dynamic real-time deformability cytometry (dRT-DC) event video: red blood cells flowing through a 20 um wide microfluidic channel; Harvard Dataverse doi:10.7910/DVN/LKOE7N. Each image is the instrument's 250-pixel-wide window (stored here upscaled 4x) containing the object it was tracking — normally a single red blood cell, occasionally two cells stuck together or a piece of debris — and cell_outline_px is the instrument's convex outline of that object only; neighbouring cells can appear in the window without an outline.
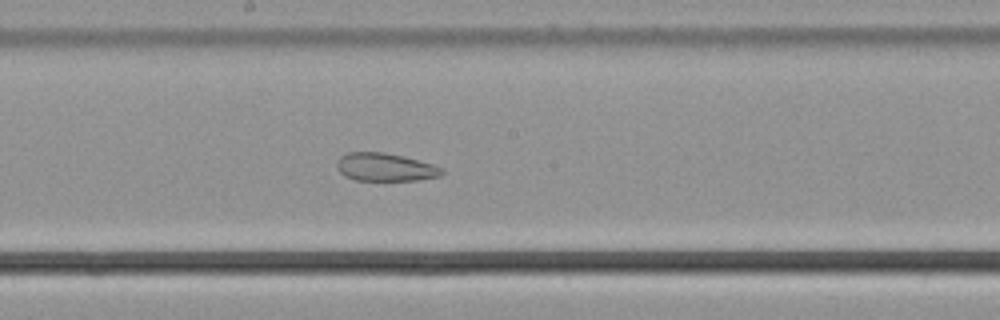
{"species": "common noctule bat (a hibernating species)", "species_latin": "Nyctalus noctula", "temperature_condition": "cold", "stored_images_in_passage": 57, "camera_frame_rate_fps": 3000, "um_per_image_px": 0.085, "animal": {"sex": "male", "body_mass_g": 21.5, "forearm_length_mm": 52.0}, "frame": {"image": 1, "passage_image": 32, "time_ms": 10.333, "image_size_px": [1000, 320], "cell_outline_px": [[444, 172], [440, 176], [420, 180], [356, 180], [344, 176], [336, 168], [336, 164], [340, 156], [348, 152], [384, 152], [404, 156], [432, 164], [444, 168]], "centroid_in_image_um": [32.74, 14.2], "position_along_channel_um": 215.5, "area_um2": 17.28}}
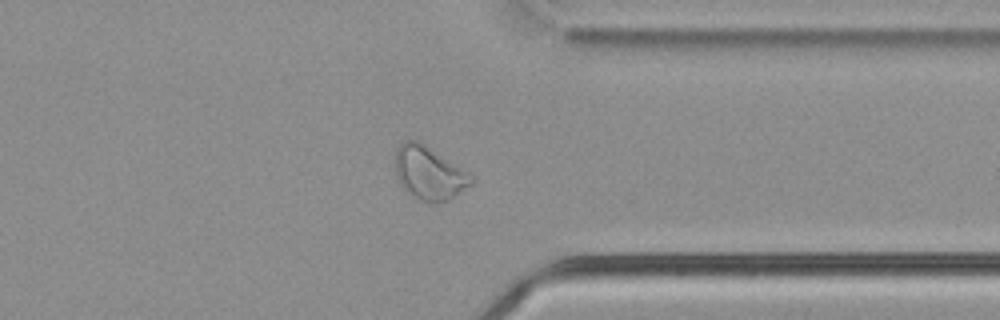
{"frame": {"image": 2, "passage_image": 45, "time_ms": 14.667, "image_size_px": [1000, 320], "cell_outline_px": [[476, 180], [472, 184], [448, 200], [436, 204], [420, 200], [412, 196], [400, 184], [396, 176], [396, 148], [404, 140], [416, 140], [468, 172]], "centroid_in_image_um": [36.47, 14.74], "position_along_channel_um": 374.9, "area_um2": 23.29}}
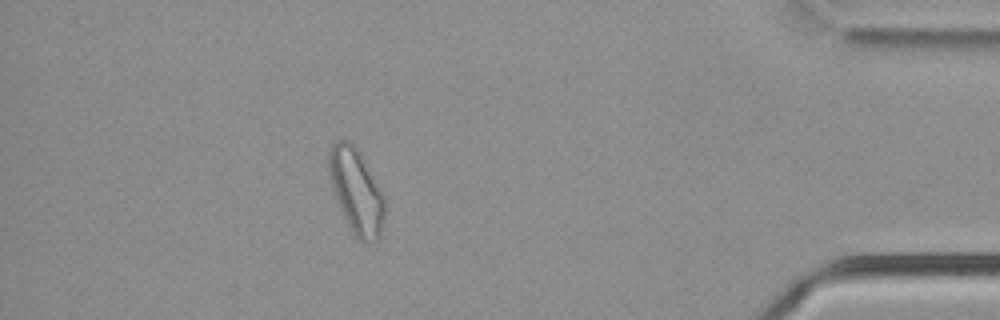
{"frame": {"image": 3, "passage_image": 51, "time_ms": 16.667, "image_size_px": [1000, 320], "cell_outline_px": [[384, 216], [380, 232], [376, 240], [368, 244], [364, 244], [352, 236], [348, 228], [332, 188], [328, 172], [328, 148], [336, 140], [348, 140], [360, 152], [380, 188], [384, 196]], "centroid_in_image_um": [30.25, 16.27], "position_along_channel_um": 404.9, "area_um2": 27.86}, "authors_computed_cell_mechanics": {"area_um2": 26.877, "velocity_mm_per_s": 3.7442, "shape_relaxation_time_tau1_ms": null, "shape_relaxation_time_tau2_ms": 2.621, "deformation_change_tau1": null, "deformation_change_tau2": 0.091}}